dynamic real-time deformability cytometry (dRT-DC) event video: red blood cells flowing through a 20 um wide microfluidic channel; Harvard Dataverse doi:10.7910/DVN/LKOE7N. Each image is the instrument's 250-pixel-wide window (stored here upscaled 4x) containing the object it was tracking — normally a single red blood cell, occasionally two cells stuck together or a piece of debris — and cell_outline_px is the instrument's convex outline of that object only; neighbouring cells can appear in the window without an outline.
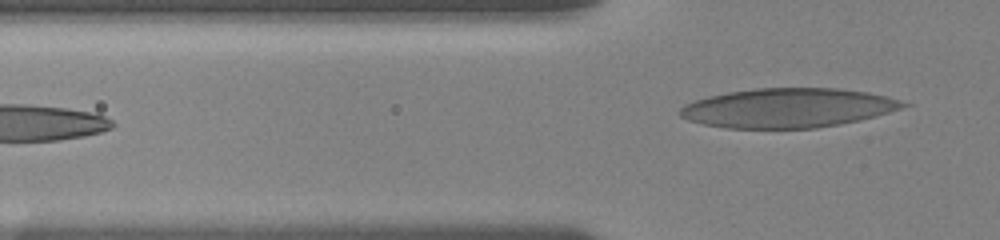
{"species": "human", "species_latin": "Homo sapiens", "temperature_condition": "room temperature", "stored_images_in_passage": 15, "camera_frame_rate_fps": 3000, "um_per_image_px": 0.085, "donor": {"sex": "female"}, "frame": {"image": 1, "passage_image": 15, "time_ms": 6.667, "image_size_px": [1000, 240], "cell_outline_px": [[912, 104], [876, 116], [840, 124], [816, 128], [724, 128], [704, 124], [688, 120], [680, 116], [680, 108], [684, 104], [708, 96], [728, 92], [756, 88], [836, 88], [868, 92], [900, 100]], "centroid_in_image_um": [66.95, 9.17], "position_along_channel_um": 58.8, "area_um2": 50.98}}